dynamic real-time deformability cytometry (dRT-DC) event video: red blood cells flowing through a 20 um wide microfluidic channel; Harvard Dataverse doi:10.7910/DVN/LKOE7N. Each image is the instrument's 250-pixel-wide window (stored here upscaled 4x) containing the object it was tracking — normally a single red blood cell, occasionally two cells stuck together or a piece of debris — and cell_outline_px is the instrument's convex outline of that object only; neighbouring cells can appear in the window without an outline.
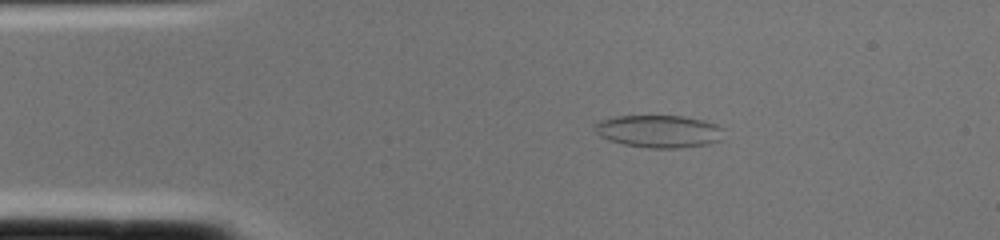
{"species": "common noctule bat (a hibernating species)", "species_latin": "Nyctalus noctula", "temperature_condition": "cold", "stored_images_in_passage": 2, "camera_frame_rate_fps": 3000, "um_per_image_px": 0.085, "animal": {"sex": "female", "body_mass_g": 22.0, "forearm_length_mm": 56.7}, "frame": {"image": 1, "passage_image": 2, "time_ms": 0.333, "image_size_px": [1000, 240], "cell_outline_px": [[724, 128], [720, 140], [708, 144], [680, 148], [648, 148], [624, 144], [608, 140], [600, 136], [592, 128], [600, 120], [616, 116], [680, 116], [704, 120], [716, 124]], "centroid_in_image_um": [56.0, 11.16], "position_along_channel_um": 29.0, "area_um2": 24.51}}